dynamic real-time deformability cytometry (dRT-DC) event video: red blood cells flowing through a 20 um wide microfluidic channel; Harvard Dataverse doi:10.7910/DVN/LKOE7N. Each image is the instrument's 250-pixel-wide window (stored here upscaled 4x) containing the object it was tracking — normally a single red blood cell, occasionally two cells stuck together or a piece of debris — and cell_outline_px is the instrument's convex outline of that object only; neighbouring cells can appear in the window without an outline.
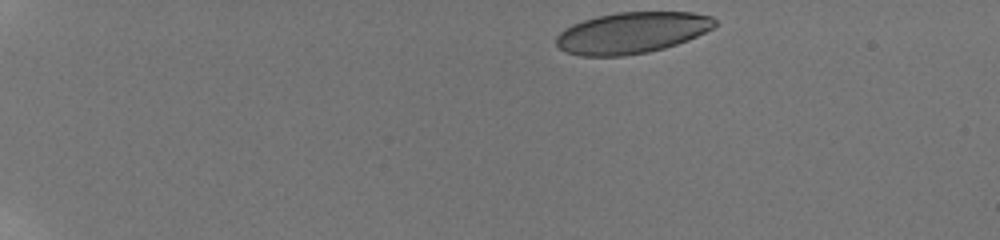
{"species": "human", "species_latin": "Homo sapiens", "temperature_condition": "room temperature", "stored_images_in_passage": 16, "camera_frame_rate_fps": 3000, "um_per_image_px": 0.085, "donor": {"sex": "male"}, "frame": {"image": 1, "passage_image": 1, "time_ms": 0.0, "image_size_px": [1000, 240], "cell_outline_px": [[716, 24], [712, 28], [688, 40], [664, 48], [648, 52], [624, 56], [580, 56], [564, 52], [556, 44], [556, 36], [564, 28], [572, 24], [596, 16], [616, 12], [692, 12], [712, 16], [716, 20]], "centroid_in_image_um": [53.68, 2.78], "position_along_channel_um": 31.3, "area_um2": 38.26}}
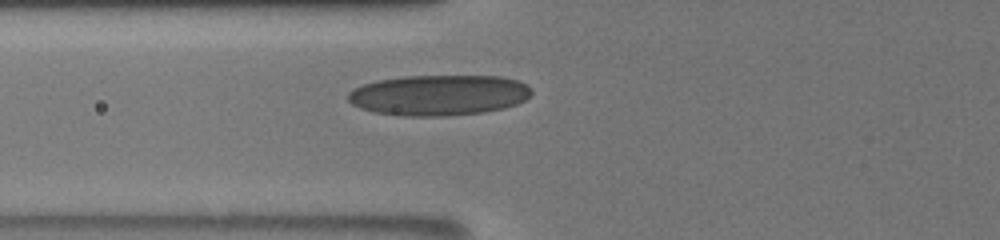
{"frame": {"image": 2, "passage_image": 9, "time_ms": 4.667, "image_size_px": [1000, 240], "cell_outline_px": [[532, 92], [524, 100], [516, 104], [504, 108], [484, 112], [448, 116], [400, 116], [376, 112], [360, 108], [352, 104], [348, 100], [348, 92], [352, 88], [376, 80], [404, 76], [500, 76], [520, 80], [528, 84], [532, 88]], "centroid_in_image_um": [37.31, 8.08], "position_along_channel_um": 88.5, "area_um2": 43.81}}
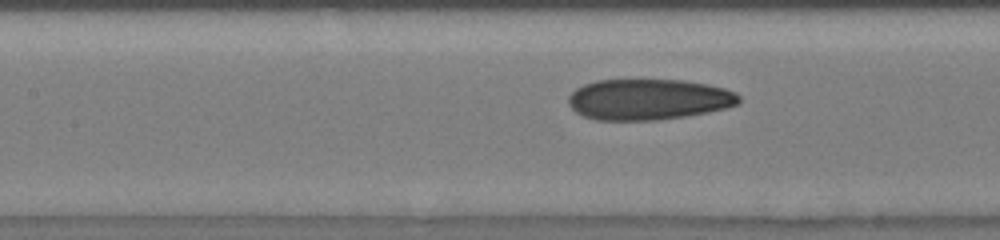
{"frame": {"image": 3, "passage_image": 14, "time_ms": 6.333, "image_size_px": [1000, 240], "cell_outline_px": [[740, 104], [708, 112], [684, 116], [656, 120], [596, 120], [584, 116], [576, 112], [568, 104], [568, 96], [576, 88], [584, 84], [596, 80], [684, 80], [708, 84], [724, 88], [736, 92], [740, 96]], "centroid_in_image_um": [55.12, 8.44], "position_along_channel_um": 152.3, "area_um2": 40.75}}